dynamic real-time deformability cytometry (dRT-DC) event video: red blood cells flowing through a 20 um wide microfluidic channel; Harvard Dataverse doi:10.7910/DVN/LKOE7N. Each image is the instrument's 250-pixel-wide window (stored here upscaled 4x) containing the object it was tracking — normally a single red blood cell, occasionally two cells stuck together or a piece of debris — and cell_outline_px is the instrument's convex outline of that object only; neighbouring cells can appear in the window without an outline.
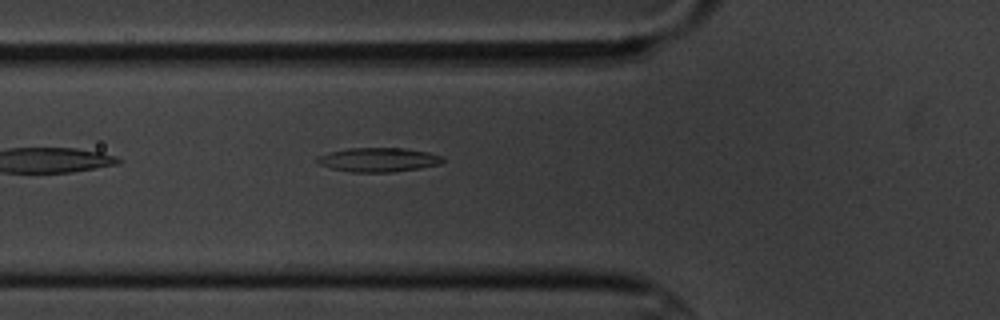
{"species": "common noctule bat (a hibernating species)", "species_latin": "Nyctalus noctula", "temperature_condition": "cold", "stored_images_in_passage": 3, "camera_frame_rate_fps": 3000, "um_per_image_px": 0.085, "animal": {"sex": "male", "body_mass_g": 20.1, "forearm_length_mm": 53.5}, "frame": {"image": 1, "passage_image": 3, "time_ms": 2.333, "image_size_px": [1000, 320], "cell_outline_px": [[444, 160], [440, 164], [420, 168], [392, 172], [352, 172], [332, 168], [316, 164], [312, 160], [316, 156], [328, 152], [348, 148], [404, 148], [428, 152], [444, 156]], "centroid_in_image_um": [32.11, 13.57], "position_along_channel_um": 93.7, "area_um2": 17.92}}